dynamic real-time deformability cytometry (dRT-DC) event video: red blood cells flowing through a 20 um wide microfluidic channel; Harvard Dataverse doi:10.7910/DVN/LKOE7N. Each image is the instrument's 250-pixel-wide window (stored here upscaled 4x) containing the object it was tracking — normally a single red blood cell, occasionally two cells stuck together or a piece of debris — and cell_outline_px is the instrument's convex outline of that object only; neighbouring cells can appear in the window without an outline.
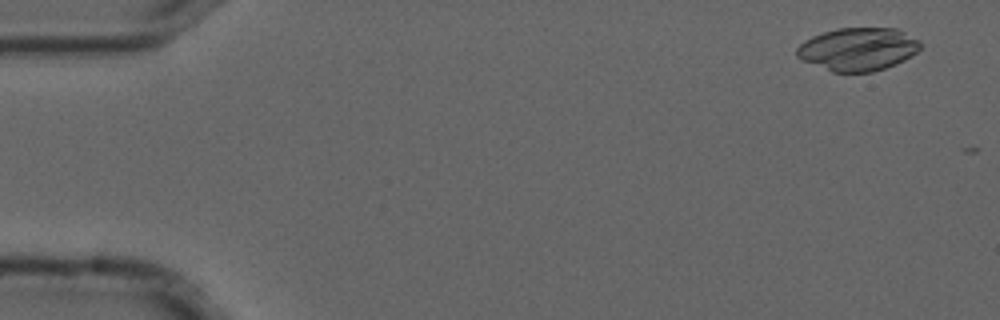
{"species": "common noctule bat (a hibernating species)", "species_latin": "Nyctalus noctula", "temperature_condition": "cold", "stored_images_in_passage": 5, "camera_frame_rate_fps": 3000, "um_per_image_px": 0.085, "animal": {"sex": "male", "forearm_length_mm": 52.5}, "frame": {"image": 1, "passage_image": 1, "time_ms": 0.0, "image_size_px": [1000, 320], "cell_outline_px": [[924, 44], [916, 52], [904, 60], [896, 64], [872, 72], [832, 72], [800, 60], [796, 56], [796, 48], [804, 40], [812, 36], [836, 28], [896, 28], [920, 40]], "centroid_in_image_um": [72.91, 4.18], "position_along_channel_um": 12.1, "area_um2": 31.21}}